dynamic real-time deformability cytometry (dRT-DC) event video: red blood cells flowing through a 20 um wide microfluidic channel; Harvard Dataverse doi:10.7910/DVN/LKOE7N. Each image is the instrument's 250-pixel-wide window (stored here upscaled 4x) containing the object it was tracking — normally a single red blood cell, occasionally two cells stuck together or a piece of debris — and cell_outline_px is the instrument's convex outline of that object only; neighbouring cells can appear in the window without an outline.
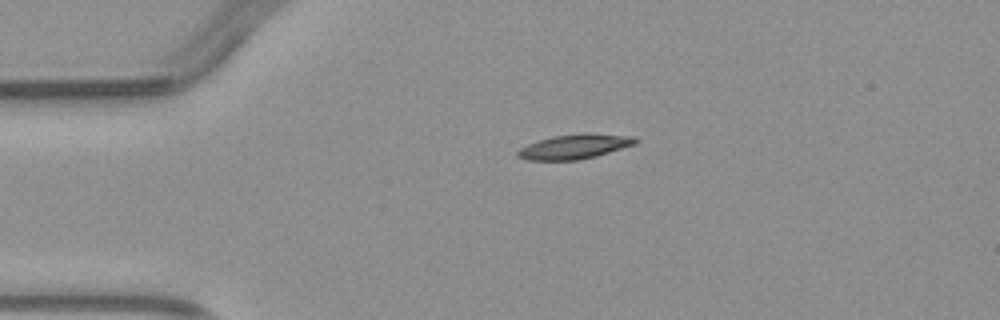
{"species": "common noctule bat (a hibernating species)", "species_latin": "Nyctalus noctula", "temperature_condition": "warm", "stored_images_in_passage": 3, "camera_frame_rate_fps": 3000, "um_per_image_px": 0.085, "animal": {"sex": "male", "body_mass_g": 23.1, "forearm_length_mm": 52.7}, "frame": {"image": 1, "passage_image": 1, "time_ms": 0.0, "image_size_px": [1000, 320], "cell_outline_px": [[636, 144], [596, 156], [576, 160], [528, 160], [516, 156], [516, 152], [520, 148], [528, 144], [552, 136], [584, 132], [588, 132], [636, 136]], "centroid_in_image_um": [48.86, 12.44], "position_along_channel_um": 36.1, "area_um2": 17.05}}
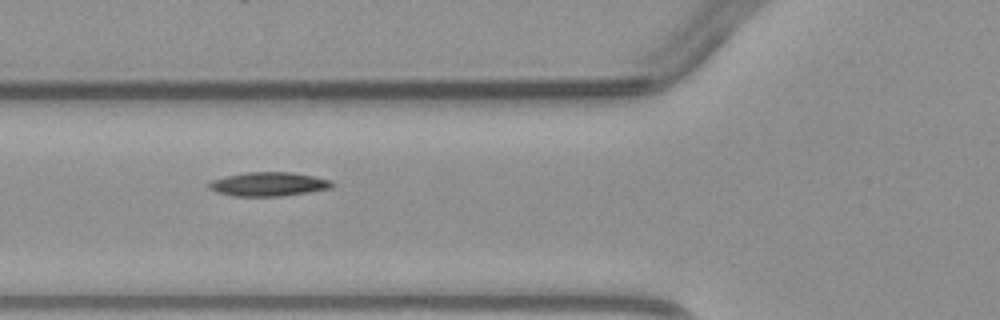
{"frame": {"image": 2, "passage_image": 3, "time_ms": 2.333, "image_size_px": [1000, 320], "cell_outline_px": [[336, 184], [332, 188], [308, 192], [280, 196], [232, 196], [216, 192], [208, 188], [208, 184], [212, 180], [244, 172], [288, 172], [312, 176], [332, 180]], "centroid_in_image_um": [22.84, 15.65], "position_along_channel_um": 103.0, "area_um2": 17.17}}